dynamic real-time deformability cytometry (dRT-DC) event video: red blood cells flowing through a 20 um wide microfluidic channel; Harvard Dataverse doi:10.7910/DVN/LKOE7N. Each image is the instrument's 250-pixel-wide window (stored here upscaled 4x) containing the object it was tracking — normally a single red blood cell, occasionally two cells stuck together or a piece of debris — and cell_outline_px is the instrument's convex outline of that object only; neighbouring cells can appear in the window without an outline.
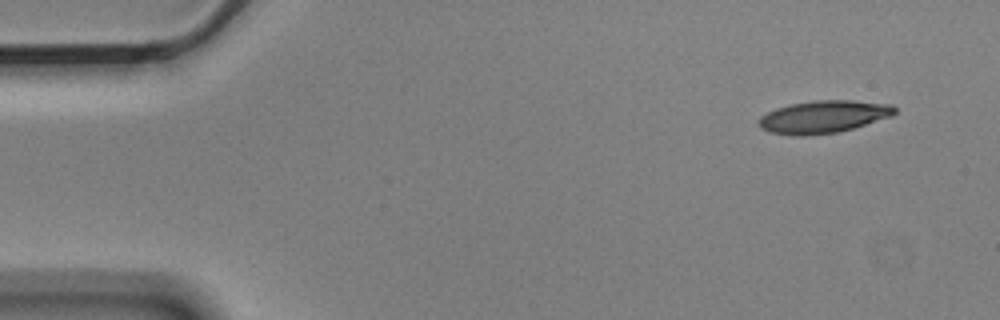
{"species": "Egyptian fruit bat (a non-hibernating species)", "species_latin": "Rousettus aegyptiacus", "temperature_condition": "cold", "stored_images_in_passage": 5, "camera_frame_rate_fps": 3000, "um_per_image_px": 0.085, "animal": {"sex": "male"}, "frame": {"image": 1, "passage_image": 1, "time_ms": 0.0, "image_size_px": [1000, 320], "cell_outline_px": [[896, 112], [892, 116], [852, 128], [836, 132], [800, 136], [796, 136], [772, 132], [760, 128], [760, 116], [776, 108], [792, 104], [812, 100], [852, 100], [892, 104], [896, 108]], "centroid_in_image_um": [70.02, 9.91], "position_along_channel_um": 15.0, "area_um2": 25.49}}